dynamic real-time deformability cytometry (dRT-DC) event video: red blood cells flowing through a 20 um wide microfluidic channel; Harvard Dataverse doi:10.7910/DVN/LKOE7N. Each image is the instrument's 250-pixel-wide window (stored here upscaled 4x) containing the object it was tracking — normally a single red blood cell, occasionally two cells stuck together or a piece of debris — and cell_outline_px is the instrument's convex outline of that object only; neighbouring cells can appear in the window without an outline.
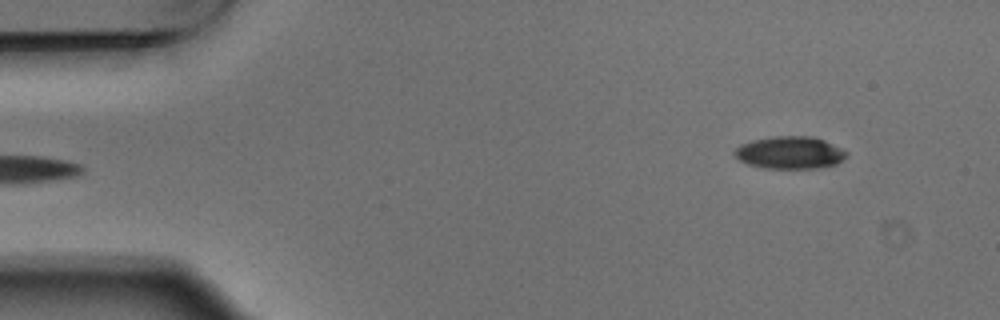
{"species": "Egyptian fruit bat (a non-hibernating species)", "species_latin": "Rousettus aegyptiacus", "temperature_condition": "warm", "stored_images_in_passage": 6, "camera_frame_rate_fps": 3000, "um_per_image_px": 0.085, "animal": {"sex": "male"}, "frame": {"image": 1, "passage_image": 6, "time_ms": 1.667, "image_size_px": [1000, 320], "cell_outline_px": [[848, 156], [836, 164], [820, 168], [764, 168], [748, 164], [740, 160], [732, 152], [740, 144], [752, 140], [776, 136], [812, 136], [824, 140], [848, 152]], "centroid_in_image_um": [67.14, 12.97], "position_along_channel_um": 17.9, "area_um2": 21.15}}